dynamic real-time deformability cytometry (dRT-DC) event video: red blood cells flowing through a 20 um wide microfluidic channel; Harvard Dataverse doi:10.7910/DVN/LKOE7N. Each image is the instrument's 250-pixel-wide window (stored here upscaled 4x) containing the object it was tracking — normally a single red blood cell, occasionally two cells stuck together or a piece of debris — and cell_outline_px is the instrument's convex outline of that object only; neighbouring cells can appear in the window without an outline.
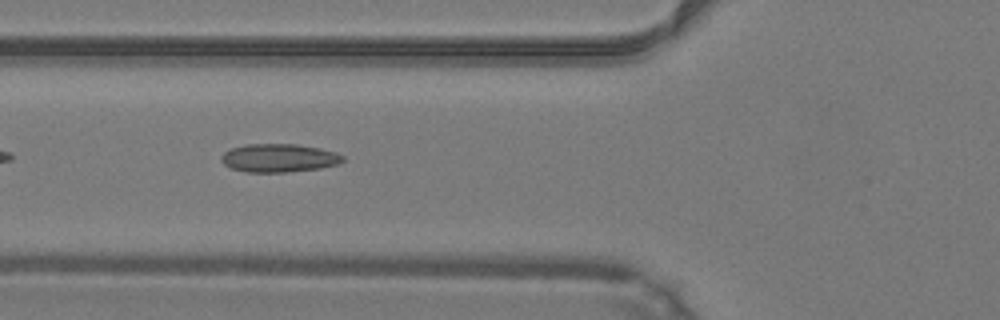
{"species": "common noctule bat (a hibernating species)", "species_latin": "Nyctalus noctula", "temperature_condition": "warm", "stored_images_in_passage": 35, "camera_frame_rate_fps": 3000, "um_per_image_px": 0.085, "animal": {"sex": "male", "body_mass_g": 19.2, "forearm_length_mm": 51.8}, "frame": {"image": 1, "passage_image": 5, "time_ms": 1.333, "image_size_px": [1000, 320], "cell_outline_px": [[344, 160], [340, 164], [320, 168], [284, 172], [244, 172], [232, 168], [224, 164], [220, 160], [220, 156], [224, 152], [232, 148], [244, 144], [296, 144], [320, 148], [336, 152], [344, 156]], "centroid_in_image_um": [23.71, 13.42], "position_along_channel_um": 102.1, "area_um2": 20.17}}
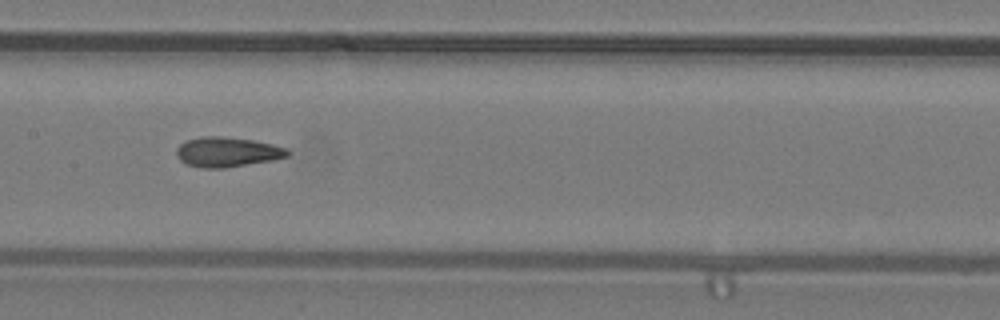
{"frame": {"image": 2, "passage_image": 11, "time_ms": 3.333, "image_size_px": [1000, 320], "cell_outline_px": [[292, 152], [288, 156], [272, 160], [224, 168], [204, 168], [188, 164], [180, 160], [176, 156], [176, 148], [180, 144], [188, 140], [204, 136], [220, 136], [252, 140], [272, 144], [288, 148]], "centroid_in_image_um": [19.33, 12.92], "position_along_channel_um": 188.1, "area_um2": 19.25}}
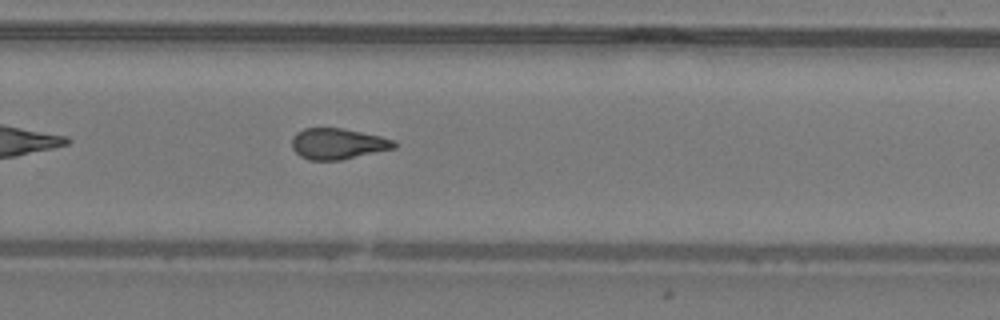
{"frame": {"image": 3, "passage_image": 19, "time_ms": 6.0, "image_size_px": [1000, 320], "cell_outline_px": [[396, 148], [340, 160], [308, 160], [300, 156], [292, 148], [292, 136], [296, 132], [304, 128], [344, 128], [380, 136], [396, 140]], "centroid_in_image_um": [28.71, 12.21], "position_along_channel_um": 301.1, "area_um2": 18.55}, "authors_computed_cell_mechanics": {"area_um2": 18.6694, "velocity_mm_per_s": 4.2759, "shape_relaxation_time_tau1_ms": null, "shape_relaxation_time_tau2_ms": 2.1881, "deformation_change_tau1": null, "deformation_change_tau2": 0.1079}}